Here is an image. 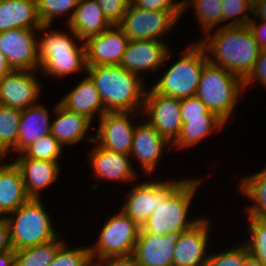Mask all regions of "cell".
Here are the masks:
<instances>
[{"instance_id":"25","label":"cell","mask_w":266,"mask_h":266,"mask_svg":"<svg viewBox=\"0 0 266 266\" xmlns=\"http://www.w3.org/2000/svg\"><path fill=\"white\" fill-rule=\"evenodd\" d=\"M37 0H0V32L11 29H39Z\"/></svg>"},{"instance_id":"23","label":"cell","mask_w":266,"mask_h":266,"mask_svg":"<svg viewBox=\"0 0 266 266\" xmlns=\"http://www.w3.org/2000/svg\"><path fill=\"white\" fill-rule=\"evenodd\" d=\"M50 111L38 103L21 110L16 154H21L29 145L51 133Z\"/></svg>"},{"instance_id":"29","label":"cell","mask_w":266,"mask_h":266,"mask_svg":"<svg viewBox=\"0 0 266 266\" xmlns=\"http://www.w3.org/2000/svg\"><path fill=\"white\" fill-rule=\"evenodd\" d=\"M238 187L245 197L253 201L252 206L246 207L247 218L266 219V167L242 178Z\"/></svg>"},{"instance_id":"1","label":"cell","mask_w":266,"mask_h":266,"mask_svg":"<svg viewBox=\"0 0 266 266\" xmlns=\"http://www.w3.org/2000/svg\"><path fill=\"white\" fill-rule=\"evenodd\" d=\"M200 178L157 180V206L141 229L149 234L167 235L183 232L196 225L202 218L188 219Z\"/></svg>"},{"instance_id":"35","label":"cell","mask_w":266,"mask_h":266,"mask_svg":"<svg viewBox=\"0 0 266 266\" xmlns=\"http://www.w3.org/2000/svg\"><path fill=\"white\" fill-rule=\"evenodd\" d=\"M249 220V237L243 242L250 256L266 266V219L247 218Z\"/></svg>"},{"instance_id":"45","label":"cell","mask_w":266,"mask_h":266,"mask_svg":"<svg viewBox=\"0 0 266 266\" xmlns=\"http://www.w3.org/2000/svg\"><path fill=\"white\" fill-rule=\"evenodd\" d=\"M12 250L13 247L7 220L5 217H0V254Z\"/></svg>"},{"instance_id":"7","label":"cell","mask_w":266,"mask_h":266,"mask_svg":"<svg viewBox=\"0 0 266 266\" xmlns=\"http://www.w3.org/2000/svg\"><path fill=\"white\" fill-rule=\"evenodd\" d=\"M182 52L179 60L167 68L162 77L152 85L151 88L156 93L176 99L196 95L202 69L208 62L207 56L198 42L190 44Z\"/></svg>"},{"instance_id":"42","label":"cell","mask_w":266,"mask_h":266,"mask_svg":"<svg viewBox=\"0 0 266 266\" xmlns=\"http://www.w3.org/2000/svg\"><path fill=\"white\" fill-rule=\"evenodd\" d=\"M244 89L252 85V82H260L259 85H263L266 88V48H261L259 58L255 63L253 70L243 80Z\"/></svg>"},{"instance_id":"38","label":"cell","mask_w":266,"mask_h":266,"mask_svg":"<svg viewBox=\"0 0 266 266\" xmlns=\"http://www.w3.org/2000/svg\"><path fill=\"white\" fill-rule=\"evenodd\" d=\"M249 257L247 246L241 242L238 246L210 253L206 266H245Z\"/></svg>"},{"instance_id":"19","label":"cell","mask_w":266,"mask_h":266,"mask_svg":"<svg viewBox=\"0 0 266 266\" xmlns=\"http://www.w3.org/2000/svg\"><path fill=\"white\" fill-rule=\"evenodd\" d=\"M89 155L91 169L97 179L124 184L134 181L137 177L138 171L132 166L133 161L128 154L111 151L96 144Z\"/></svg>"},{"instance_id":"10","label":"cell","mask_w":266,"mask_h":266,"mask_svg":"<svg viewBox=\"0 0 266 266\" xmlns=\"http://www.w3.org/2000/svg\"><path fill=\"white\" fill-rule=\"evenodd\" d=\"M38 29L19 28L0 32V51L15 70L40 69Z\"/></svg>"},{"instance_id":"3","label":"cell","mask_w":266,"mask_h":266,"mask_svg":"<svg viewBox=\"0 0 266 266\" xmlns=\"http://www.w3.org/2000/svg\"><path fill=\"white\" fill-rule=\"evenodd\" d=\"M106 112H142L147 89L142 76L120 65L87 66Z\"/></svg>"},{"instance_id":"46","label":"cell","mask_w":266,"mask_h":266,"mask_svg":"<svg viewBox=\"0 0 266 266\" xmlns=\"http://www.w3.org/2000/svg\"><path fill=\"white\" fill-rule=\"evenodd\" d=\"M252 18L266 21V0H253Z\"/></svg>"},{"instance_id":"34","label":"cell","mask_w":266,"mask_h":266,"mask_svg":"<svg viewBox=\"0 0 266 266\" xmlns=\"http://www.w3.org/2000/svg\"><path fill=\"white\" fill-rule=\"evenodd\" d=\"M79 0H37L38 15L43 24L54 23V19L67 15L68 24L75 13Z\"/></svg>"},{"instance_id":"13","label":"cell","mask_w":266,"mask_h":266,"mask_svg":"<svg viewBox=\"0 0 266 266\" xmlns=\"http://www.w3.org/2000/svg\"><path fill=\"white\" fill-rule=\"evenodd\" d=\"M168 47L166 42L160 40H130L120 66L144 79L142 72L156 73L166 65L167 59L172 56Z\"/></svg>"},{"instance_id":"12","label":"cell","mask_w":266,"mask_h":266,"mask_svg":"<svg viewBox=\"0 0 266 266\" xmlns=\"http://www.w3.org/2000/svg\"><path fill=\"white\" fill-rule=\"evenodd\" d=\"M142 112H106L98 120L94 142L98 146L130 155L136 125L132 122Z\"/></svg>"},{"instance_id":"22","label":"cell","mask_w":266,"mask_h":266,"mask_svg":"<svg viewBox=\"0 0 266 266\" xmlns=\"http://www.w3.org/2000/svg\"><path fill=\"white\" fill-rule=\"evenodd\" d=\"M52 112L56 119L51 122V134L63 147L75 145L85 138L94 142V135H86L92 125L86 116L68 111L59 103L55 104Z\"/></svg>"},{"instance_id":"37","label":"cell","mask_w":266,"mask_h":266,"mask_svg":"<svg viewBox=\"0 0 266 266\" xmlns=\"http://www.w3.org/2000/svg\"><path fill=\"white\" fill-rule=\"evenodd\" d=\"M222 6L224 26H245L252 19L253 0H223Z\"/></svg>"},{"instance_id":"21","label":"cell","mask_w":266,"mask_h":266,"mask_svg":"<svg viewBox=\"0 0 266 266\" xmlns=\"http://www.w3.org/2000/svg\"><path fill=\"white\" fill-rule=\"evenodd\" d=\"M58 103L68 111L86 116L92 122L96 116L101 118L106 113L95 82L88 74Z\"/></svg>"},{"instance_id":"36","label":"cell","mask_w":266,"mask_h":266,"mask_svg":"<svg viewBox=\"0 0 266 266\" xmlns=\"http://www.w3.org/2000/svg\"><path fill=\"white\" fill-rule=\"evenodd\" d=\"M64 241L58 248L57 253L48 266H94L90 246L68 248Z\"/></svg>"},{"instance_id":"18","label":"cell","mask_w":266,"mask_h":266,"mask_svg":"<svg viewBox=\"0 0 266 266\" xmlns=\"http://www.w3.org/2000/svg\"><path fill=\"white\" fill-rule=\"evenodd\" d=\"M181 233L154 235L140 228L132 255L139 266H173L175 245Z\"/></svg>"},{"instance_id":"2","label":"cell","mask_w":266,"mask_h":266,"mask_svg":"<svg viewBox=\"0 0 266 266\" xmlns=\"http://www.w3.org/2000/svg\"><path fill=\"white\" fill-rule=\"evenodd\" d=\"M203 35L198 43L203 47L208 62L235 73L243 80L253 70L261 47L248 25H220Z\"/></svg>"},{"instance_id":"16","label":"cell","mask_w":266,"mask_h":266,"mask_svg":"<svg viewBox=\"0 0 266 266\" xmlns=\"http://www.w3.org/2000/svg\"><path fill=\"white\" fill-rule=\"evenodd\" d=\"M129 41L117 25H112L101 34L90 37L84 41L86 65H120Z\"/></svg>"},{"instance_id":"50","label":"cell","mask_w":266,"mask_h":266,"mask_svg":"<svg viewBox=\"0 0 266 266\" xmlns=\"http://www.w3.org/2000/svg\"><path fill=\"white\" fill-rule=\"evenodd\" d=\"M245 266H265L253 257H249Z\"/></svg>"},{"instance_id":"14","label":"cell","mask_w":266,"mask_h":266,"mask_svg":"<svg viewBox=\"0 0 266 266\" xmlns=\"http://www.w3.org/2000/svg\"><path fill=\"white\" fill-rule=\"evenodd\" d=\"M35 73L12 69L0 81V105L24 110L38 104L42 86Z\"/></svg>"},{"instance_id":"15","label":"cell","mask_w":266,"mask_h":266,"mask_svg":"<svg viewBox=\"0 0 266 266\" xmlns=\"http://www.w3.org/2000/svg\"><path fill=\"white\" fill-rule=\"evenodd\" d=\"M210 223L209 218L202 217L196 225L180 234L175 245L173 266H206Z\"/></svg>"},{"instance_id":"40","label":"cell","mask_w":266,"mask_h":266,"mask_svg":"<svg viewBox=\"0 0 266 266\" xmlns=\"http://www.w3.org/2000/svg\"><path fill=\"white\" fill-rule=\"evenodd\" d=\"M181 120L187 121V118L203 117L209 110L207 106L195 95L180 99Z\"/></svg>"},{"instance_id":"4","label":"cell","mask_w":266,"mask_h":266,"mask_svg":"<svg viewBox=\"0 0 266 266\" xmlns=\"http://www.w3.org/2000/svg\"><path fill=\"white\" fill-rule=\"evenodd\" d=\"M50 26L43 24L38 29L39 33H42L38 36L40 73L60 79L83 70L86 73L84 42L68 25L69 32H61L58 29L56 31Z\"/></svg>"},{"instance_id":"8","label":"cell","mask_w":266,"mask_h":266,"mask_svg":"<svg viewBox=\"0 0 266 266\" xmlns=\"http://www.w3.org/2000/svg\"><path fill=\"white\" fill-rule=\"evenodd\" d=\"M140 227L122 210L109 217L90 246L93 263L106 257L131 255Z\"/></svg>"},{"instance_id":"39","label":"cell","mask_w":266,"mask_h":266,"mask_svg":"<svg viewBox=\"0 0 266 266\" xmlns=\"http://www.w3.org/2000/svg\"><path fill=\"white\" fill-rule=\"evenodd\" d=\"M103 10L105 17L112 25H117L131 0H96Z\"/></svg>"},{"instance_id":"24","label":"cell","mask_w":266,"mask_h":266,"mask_svg":"<svg viewBox=\"0 0 266 266\" xmlns=\"http://www.w3.org/2000/svg\"><path fill=\"white\" fill-rule=\"evenodd\" d=\"M67 25L83 42L112 26L96 0H79L74 16Z\"/></svg>"},{"instance_id":"33","label":"cell","mask_w":266,"mask_h":266,"mask_svg":"<svg viewBox=\"0 0 266 266\" xmlns=\"http://www.w3.org/2000/svg\"><path fill=\"white\" fill-rule=\"evenodd\" d=\"M64 149L65 148L50 133L29 145L21 154H18L17 157L59 162Z\"/></svg>"},{"instance_id":"30","label":"cell","mask_w":266,"mask_h":266,"mask_svg":"<svg viewBox=\"0 0 266 266\" xmlns=\"http://www.w3.org/2000/svg\"><path fill=\"white\" fill-rule=\"evenodd\" d=\"M223 0H183L184 12L189 7L195 8L194 15L199 23L202 33L215 29L223 23Z\"/></svg>"},{"instance_id":"32","label":"cell","mask_w":266,"mask_h":266,"mask_svg":"<svg viewBox=\"0 0 266 266\" xmlns=\"http://www.w3.org/2000/svg\"><path fill=\"white\" fill-rule=\"evenodd\" d=\"M20 117L21 110L0 105V151L16 155Z\"/></svg>"},{"instance_id":"47","label":"cell","mask_w":266,"mask_h":266,"mask_svg":"<svg viewBox=\"0 0 266 266\" xmlns=\"http://www.w3.org/2000/svg\"><path fill=\"white\" fill-rule=\"evenodd\" d=\"M0 266H15V251H7L0 254Z\"/></svg>"},{"instance_id":"49","label":"cell","mask_w":266,"mask_h":266,"mask_svg":"<svg viewBox=\"0 0 266 266\" xmlns=\"http://www.w3.org/2000/svg\"><path fill=\"white\" fill-rule=\"evenodd\" d=\"M10 156V154H8V153H6V152H2V151H0V172L3 170V168L8 164V162H6L5 160V158H6V156ZM4 159V160H3ZM2 161H5V163L4 162H2Z\"/></svg>"},{"instance_id":"41","label":"cell","mask_w":266,"mask_h":266,"mask_svg":"<svg viewBox=\"0 0 266 266\" xmlns=\"http://www.w3.org/2000/svg\"><path fill=\"white\" fill-rule=\"evenodd\" d=\"M137 7L146 10L184 12L183 0H131Z\"/></svg>"},{"instance_id":"6","label":"cell","mask_w":266,"mask_h":266,"mask_svg":"<svg viewBox=\"0 0 266 266\" xmlns=\"http://www.w3.org/2000/svg\"><path fill=\"white\" fill-rule=\"evenodd\" d=\"M42 202L41 198H30L17 210L5 216L14 251L44 244L59 236V231L53 226L51 216Z\"/></svg>"},{"instance_id":"20","label":"cell","mask_w":266,"mask_h":266,"mask_svg":"<svg viewBox=\"0 0 266 266\" xmlns=\"http://www.w3.org/2000/svg\"><path fill=\"white\" fill-rule=\"evenodd\" d=\"M13 162L20 170L25 191L30 198L40 199L41 192L55 184L60 176L59 162L32 158H15Z\"/></svg>"},{"instance_id":"44","label":"cell","mask_w":266,"mask_h":266,"mask_svg":"<svg viewBox=\"0 0 266 266\" xmlns=\"http://www.w3.org/2000/svg\"><path fill=\"white\" fill-rule=\"evenodd\" d=\"M248 27L252 31L254 38L261 48H266V21L255 20L252 18L248 23Z\"/></svg>"},{"instance_id":"11","label":"cell","mask_w":266,"mask_h":266,"mask_svg":"<svg viewBox=\"0 0 266 266\" xmlns=\"http://www.w3.org/2000/svg\"><path fill=\"white\" fill-rule=\"evenodd\" d=\"M147 88L142 115L156 131L171 144L177 139L182 129L180 99L156 93Z\"/></svg>"},{"instance_id":"17","label":"cell","mask_w":266,"mask_h":266,"mask_svg":"<svg viewBox=\"0 0 266 266\" xmlns=\"http://www.w3.org/2000/svg\"><path fill=\"white\" fill-rule=\"evenodd\" d=\"M171 145L145 120L141 124H136L130 157L138 161L145 175L150 176L155 174L165 147H171Z\"/></svg>"},{"instance_id":"27","label":"cell","mask_w":266,"mask_h":266,"mask_svg":"<svg viewBox=\"0 0 266 266\" xmlns=\"http://www.w3.org/2000/svg\"><path fill=\"white\" fill-rule=\"evenodd\" d=\"M29 199L20 170L13 161L9 162L0 172V217L17 210Z\"/></svg>"},{"instance_id":"48","label":"cell","mask_w":266,"mask_h":266,"mask_svg":"<svg viewBox=\"0 0 266 266\" xmlns=\"http://www.w3.org/2000/svg\"><path fill=\"white\" fill-rule=\"evenodd\" d=\"M12 70L6 61L4 54L0 51V81Z\"/></svg>"},{"instance_id":"43","label":"cell","mask_w":266,"mask_h":266,"mask_svg":"<svg viewBox=\"0 0 266 266\" xmlns=\"http://www.w3.org/2000/svg\"><path fill=\"white\" fill-rule=\"evenodd\" d=\"M94 266H139L135 257L131 255L127 256H111L98 260L94 263Z\"/></svg>"},{"instance_id":"26","label":"cell","mask_w":266,"mask_h":266,"mask_svg":"<svg viewBox=\"0 0 266 266\" xmlns=\"http://www.w3.org/2000/svg\"><path fill=\"white\" fill-rule=\"evenodd\" d=\"M140 182L127 192L120 208L140 228L145 224L157 206V180Z\"/></svg>"},{"instance_id":"31","label":"cell","mask_w":266,"mask_h":266,"mask_svg":"<svg viewBox=\"0 0 266 266\" xmlns=\"http://www.w3.org/2000/svg\"><path fill=\"white\" fill-rule=\"evenodd\" d=\"M59 237L44 244L15 250V266H48L64 242Z\"/></svg>"},{"instance_id":"5","label":"cell","mask_w":266,"mask_h":266,"mask_svg":"<svg viewBox=\"0 0 266 266\" xmlns=\"http://www.w3.org/2000/svg\"><path fill=\"white\" fill-rule=\"evenodd\" d=\"M242 90H244V81L241 77L221 66L207 62L202 69L196 96L209 111L227 123L237 108L235 106L239 102Z\"/></svg>"},{"instance_id":"9","label":"cell","mask_w":266,"mask_h":266,"mask_svg":"<svg viewBox=\"0 0 266 266\" xmlns=\"http://www.w3.org/2000/svg\"><path fill=\"white\" fill-rule=\"evenodd\" d=\"M184 12L146 10L130 1L117 26L129 40H160L176 26Z\"/></svg>"},{"instance_id":"28","label":"cell","mask_w":266,"mask_h":266,"mask_svg":"<svg viewBox=\"0 0 266 266\" xmlns=\"http://www.w3.org/2000/svg\"><path fill=\"white\" fill-rule=\"evenodd\" d=\"M182 129L177 139L172 143V148L187 149L196 146L212 132L223 129L226 123L215 113L208 111L203 117L187 118L182 121Z\"/></svg>"}]
</instances>
